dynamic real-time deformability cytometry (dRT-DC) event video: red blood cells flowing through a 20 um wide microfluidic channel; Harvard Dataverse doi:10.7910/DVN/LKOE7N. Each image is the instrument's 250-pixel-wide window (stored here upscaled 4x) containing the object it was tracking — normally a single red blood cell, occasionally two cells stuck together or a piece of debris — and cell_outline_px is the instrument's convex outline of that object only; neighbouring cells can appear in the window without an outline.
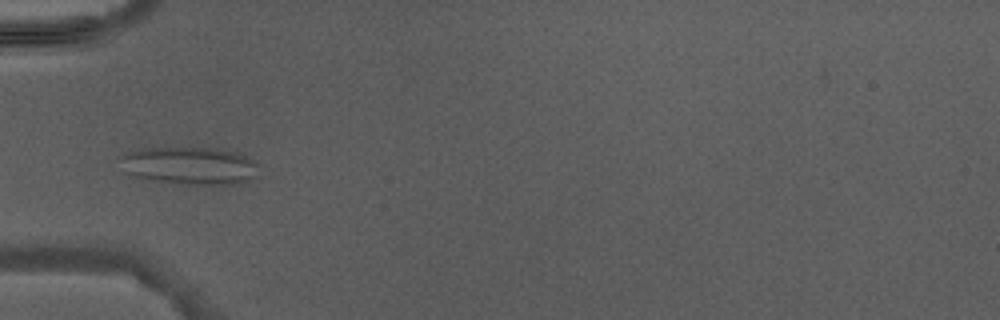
{"species": "Egyptian fruit bat (a non-hibernating species)", "species_latin": "Rousettus aegyptiacus", "temperature_condition": "warm", "stored_images_in_passage": 4, "camera_frame_rate_fps": 3000, "um_per_image_px": 0.085, "animal": {"sex": "male"}, "frame": {"image": 1, "passage_image": 4, "time_ms": 3.333, "image_size_px": [1000, 320], "cell_outline_px": [[264, 164], [260, 176], [244, 184], [184, 184], [148, 180], [132, 176], [124, 172], [120, 156], [128, 152], [144, 148], [220, 148], [236, 152], [256, 160]], "centroid_in_image_um": [16.27, 14.1], "position_along_channel_um": 68.7, "area_um2": 31.44}}